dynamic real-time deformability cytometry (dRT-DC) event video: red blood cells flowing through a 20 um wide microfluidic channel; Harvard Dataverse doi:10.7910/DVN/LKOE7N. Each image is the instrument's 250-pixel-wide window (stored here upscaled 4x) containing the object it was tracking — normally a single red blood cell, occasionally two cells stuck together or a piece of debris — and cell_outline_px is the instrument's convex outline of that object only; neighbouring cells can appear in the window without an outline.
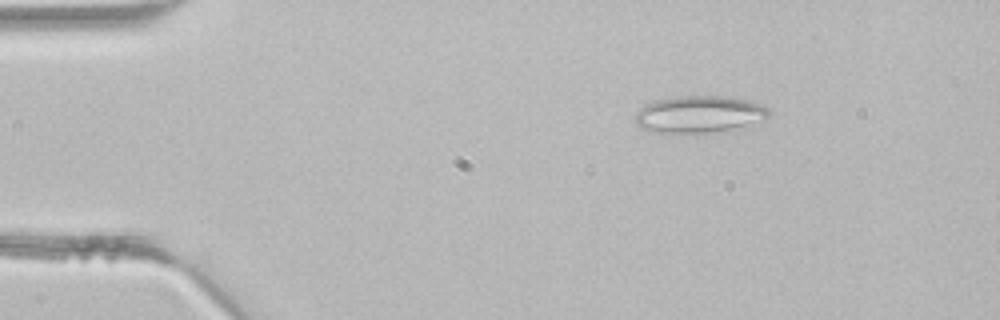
{"species": "common noctule bat (a hibernating species)", "species_latin": "Nyctalus noctula", "temperature_condition": "room temperature", "stored_images_in_passage": 3, "camera_frame_rate_fps": 3000, "um_per_image_px": 0.085, "animal": {"sex": "male", "body_mass_g": 21.5, "forearm_length_mm": 52.0}, "frame": {"image": 1, "passage_image": 3, "time_ms": 0.667, "image_size_px": [1000, 320], "cell_outline_px": [[772, 112], [768, 116], [744, 124], [728, 128], [708, 132], [656, 132], [640, 128], [636, 124], [632, 116], [640, 108], [656, 100], [680, 96], [728, 96], [752, 100], [768, 108]], "centroid_in_image_um": [59.36, 9.68], "position_along_channel_um": 25.6, "area_um2": 28.21}}